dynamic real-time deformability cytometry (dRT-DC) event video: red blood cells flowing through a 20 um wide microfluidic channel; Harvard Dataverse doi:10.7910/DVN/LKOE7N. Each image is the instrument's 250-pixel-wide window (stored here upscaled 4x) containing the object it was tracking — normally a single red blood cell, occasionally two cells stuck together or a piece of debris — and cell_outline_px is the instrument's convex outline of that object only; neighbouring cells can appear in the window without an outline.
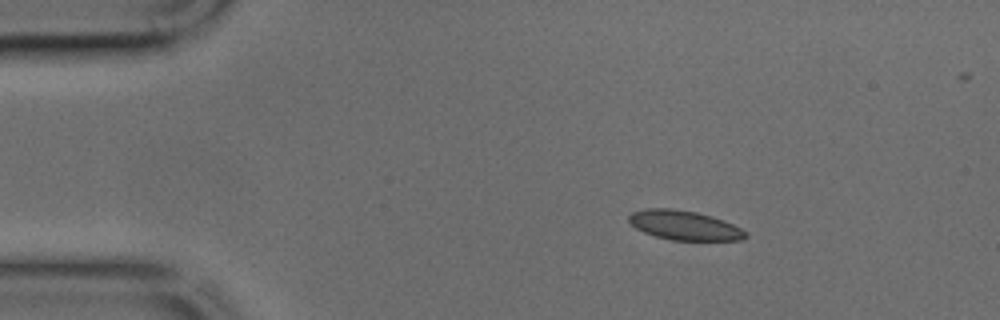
{"species": "common noctule bat (a hibernating species)", "species_latin": "Nyctalus noctula", "temperature_condition": "cold", "stored_images_in_passage": 39, "camera_frame_rate_fps": 3000, "um_per_image_px": 0.085, "animal": {"sex": "male", "body_mass_g": 17.9, "forearm_length_mm": 54.2}, "frame": {"image": 1, "passage_image": 1, "time_ms": 0.0, "image_size_px": [1000, 320], "cell_outline_px": [[748, 236], [740, 240], [672, 240], [656, 236], [644, 232], [636, 228], [628, 220], [628, 216], [632, 212], [644, 208], [672, 208], [696, 212], [712, 216], [724, 220], [748, 232]], "centroid_in_image_um": [58.17, 19.14], "position_along_channel_um": 26.8, "area_um2": 20.0}}
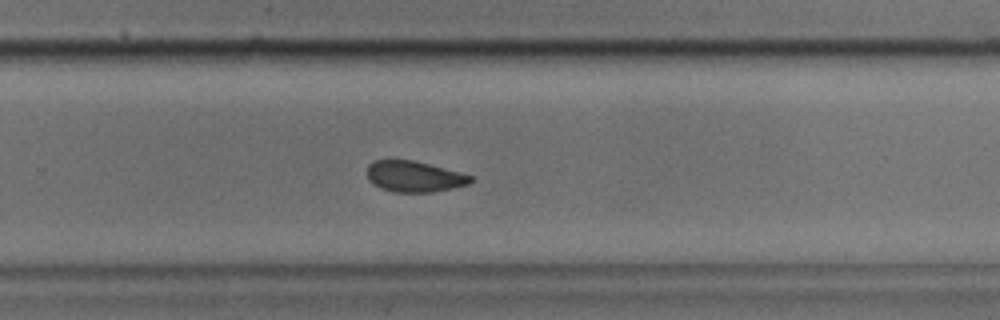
{"frame": {"image": 2, "passage_image": 23, "time_ms": 7.333, "image_size_px": [1000, 320], "cell_outline_px": [[476, 180], [468, 184], [452, 188], [432, 192], [392, 192], [380, 188], [372, 184], [368, 180], [368, 164], [376, 160], [412, 160], [428, 164], [472, 176]], "centroid_in_image_um": [35.19, 15.02], "position_along_channel_um": 294.6, "area_um2": 18.55}}
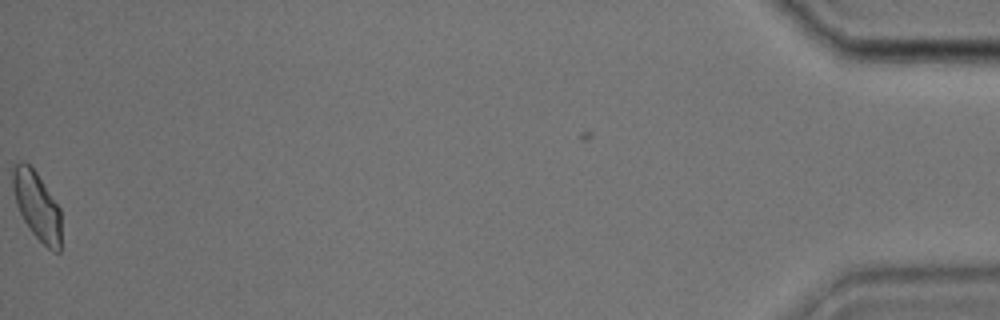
{"frame": {"image": 3, "passage_image": 39, "time_ms": 12.667, "image_size_px": [1000, 320], "cell_outline_px": [[60, 252], [52, 252], [32, 232], [24, 220], [16, 204], [12, 184], [12, 168], [20, 160], [24, 160], [36, 172], [60, 208]], "centroid_in_image_um": [3.13, 17.47], "position_along_channel_um": 432.1, "area_um2": 19.02}}